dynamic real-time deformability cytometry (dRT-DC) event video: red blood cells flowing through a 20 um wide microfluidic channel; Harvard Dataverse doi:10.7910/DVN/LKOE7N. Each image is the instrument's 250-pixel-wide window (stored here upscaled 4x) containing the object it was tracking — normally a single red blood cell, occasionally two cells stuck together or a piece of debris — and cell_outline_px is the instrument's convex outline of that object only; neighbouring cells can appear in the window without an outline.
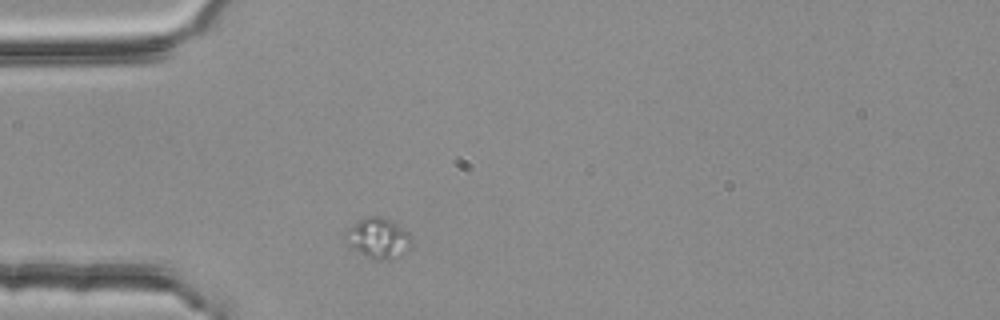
{"species": "common noctule bat (a hibernating species)", "species_latin": "Nyctalus noctula", "temperature_condition": "room temperature", "stored_images_in_passage": 6, "segment_of_instrument_passage": [2, 2], "camera_frame_rate_fps": 3000, "um_per_image_px": 0.085, "animal": {"sex": "female", "body_mass_g": 25.1}, "frame": {"image": 1, "passage_image": 6, "time_ms": 1.667, "image_size_px": [1000, 320], "cell_outline_px": [[412, 244], [408, 252], [388, 260], [380, 260], [368, 256], [352, 248], [348, 228], [364, 216], [380, 216], [396, 224], [408, 232], [412, 236]], "centroid_in_image_um": [32.25, 20.24], "position_along_channel_um": 52.7, "area_um2": 14.97}}